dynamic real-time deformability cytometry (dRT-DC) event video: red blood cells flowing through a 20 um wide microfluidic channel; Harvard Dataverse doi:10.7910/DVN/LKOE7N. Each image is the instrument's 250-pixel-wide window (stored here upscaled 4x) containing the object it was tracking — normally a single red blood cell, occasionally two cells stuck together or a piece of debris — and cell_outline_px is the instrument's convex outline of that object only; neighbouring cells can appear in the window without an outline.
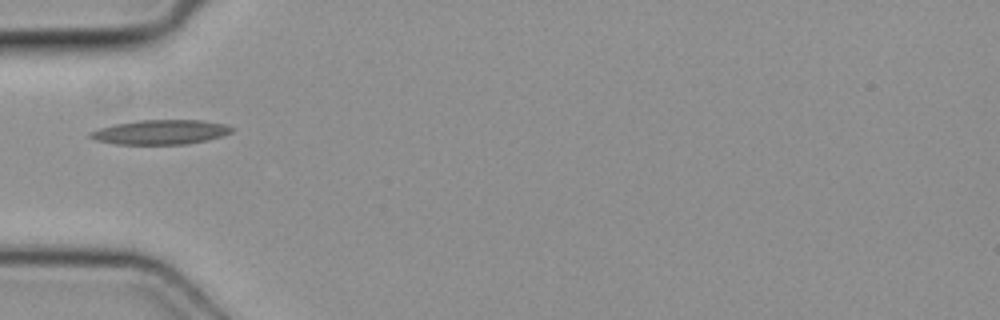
{"species": "common noctule bat (a hibernating species)", "species_latin": "Nyctalus noctula", "temperature_condition": "cold", "stored_images_in_passage": 2, "camera_frame_rate_fps": 3000, "um_per_image_px": 0.085, "animal": {"sex": "female", "body_mass_g": 19.3, "forearm_length_mm": 54.1}, "frame": {"image": 1, "passage_image": 2, "time_ms": 0.333, "image_size_px": [1000, 320], "cell_outline_px": [[236, 128], [232, 132], [224, 136], [208, 140], [184, 144], [116, 144], [96, 140], [88, 136], [88, 132], [100, 128], [116, 124], [140, 120], [200, 120], [224, 124]], "centroid_in_image_um": [13.68, 11.23], "position_along_channel_um": 71.3, "area_um2": 20.23}}